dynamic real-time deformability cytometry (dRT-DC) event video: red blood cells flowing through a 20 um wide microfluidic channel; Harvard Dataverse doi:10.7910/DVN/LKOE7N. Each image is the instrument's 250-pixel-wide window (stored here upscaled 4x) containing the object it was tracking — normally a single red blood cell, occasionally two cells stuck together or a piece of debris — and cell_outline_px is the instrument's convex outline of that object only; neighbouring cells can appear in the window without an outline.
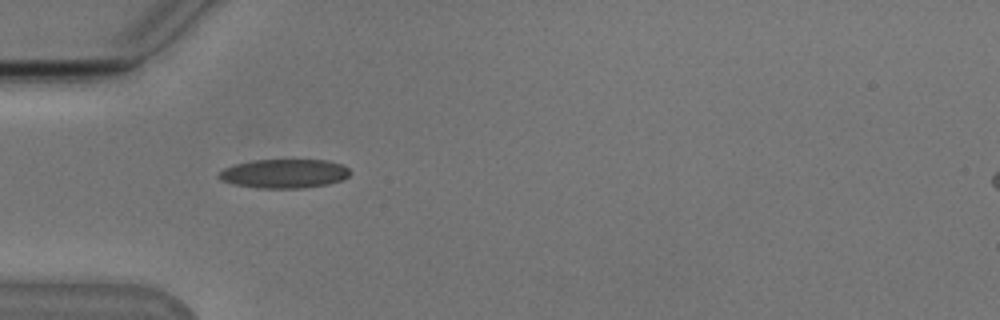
{"species": "Egyptian fruit bat (a non-hibernating species)", "species_latin": "Rousettus aegyptiacus", "temperature_condition": "cold", "stored_images_in_passage": 38, "camera_frame_rate_fps": 3000, "um_per_image_px": 0.085, "animal": {"sex": "male"}, "frame": {"image": 1, "passage_image": 1, "time_ms": 0.0, "image_size_px": [1000, 320], "cell_outline_px": [[352, 172], [344, 180], [328, 184], [304, 188], [256, 188], [232, 184], [220, 180], [216, 176], [224, 168], [236, 164], [252, 160], [324, 160], [340, 164], [348, 168]], "centroid_in_image_um": [24.15, 14.76], "position_along_channel_um": 60.9, "area_um2": 22.31}}
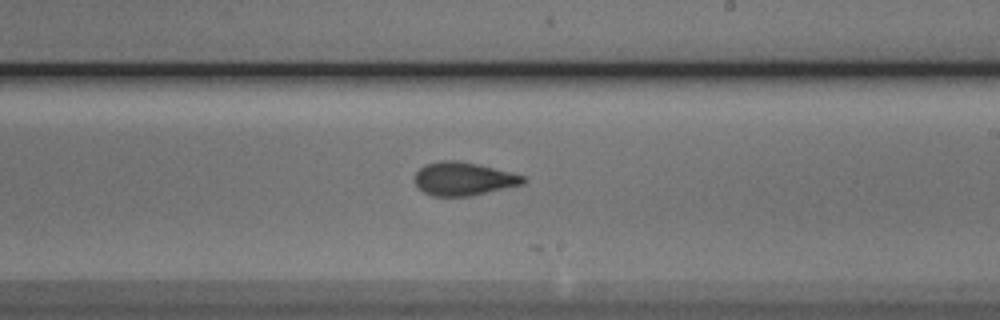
{"frame": {"image": 2, "passage_image": 16, "time_ms": 5.0, "image_size_px": [1000, 320], "cell_outline_px": [[524, 184], [472, 196], [432, 196], [416, 188], [412, 180], [416, 172], [424, 164], [440, 160], [456, 160], [476, 164], [524, 176]], "centroid_in_image_um": [39.3, 15.21], "position_along_channel_um": 249.7, "area_um2": 21.15}}
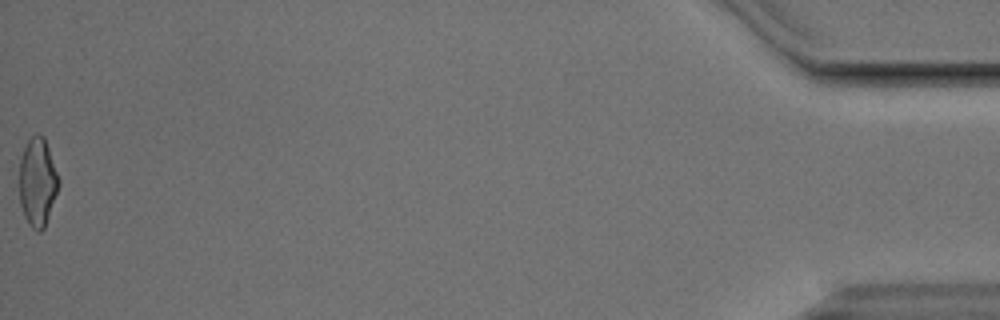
{"frame": {"image": 3, "passage_image": 38, "time_ms": 12.333, "image_size_px": [1000, 320], "cell_outline_px": [[60, 184], [44, 228], [40, 232], [36, 232], [28, 224], [24, 216], [20, 204], [20, 156], [28, 140], [36, 132], [44, 136], [60, 180]], "centroid_in_image_um": [3.19, 15.48], "position_along_channel_um": 432.0, "area_um2": 20.35}, "authors_computed_cell_mechanics": {"area_um2": 20.8658, "velocity_mm_per_s": 3.8411, "shape_relaxation_time_tau1_ms": 5.0599, "shape_relaxation_time_tau2_ms": 1.718, "deformation_change_tau1": 0.142, "deformation_change_tau2": 0.0782}}